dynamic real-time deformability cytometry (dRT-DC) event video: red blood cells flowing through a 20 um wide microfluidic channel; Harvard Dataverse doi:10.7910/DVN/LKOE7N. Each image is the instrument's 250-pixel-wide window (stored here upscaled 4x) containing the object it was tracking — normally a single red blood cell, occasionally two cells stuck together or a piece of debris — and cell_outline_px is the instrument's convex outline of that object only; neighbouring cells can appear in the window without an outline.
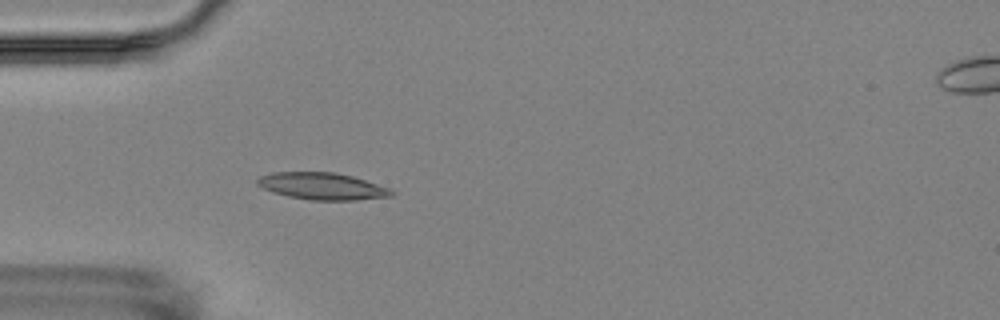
{"species": "Egyptian fruit bat (a non-hibernating species)", "species_latin": "Rousettus aegyptiacus", "temperature_condition": "room temperature", "stored_images_in_passage": 1, "camera_frame_rate_fps": 3000, "um_per_image_px": 0.085, "animal": {"sex": "female"}, "frame": {"image": 1, "passage_image": 1, "time_ms": 0.0, "image_size_px": [1000, 320], "cell_outline_px": [[396, 192], [392, 196], [356, 200], [312, 200], [288, 196], [272, 192], [256, 184], [256, 180], [260, 176], [272, 172], [336, 172], [352, 176], [388, 188]], "centroid_in_image_um": [27.37, 15.82], "position_along_channel_um": 57.6, "area_um2": 20.98}}